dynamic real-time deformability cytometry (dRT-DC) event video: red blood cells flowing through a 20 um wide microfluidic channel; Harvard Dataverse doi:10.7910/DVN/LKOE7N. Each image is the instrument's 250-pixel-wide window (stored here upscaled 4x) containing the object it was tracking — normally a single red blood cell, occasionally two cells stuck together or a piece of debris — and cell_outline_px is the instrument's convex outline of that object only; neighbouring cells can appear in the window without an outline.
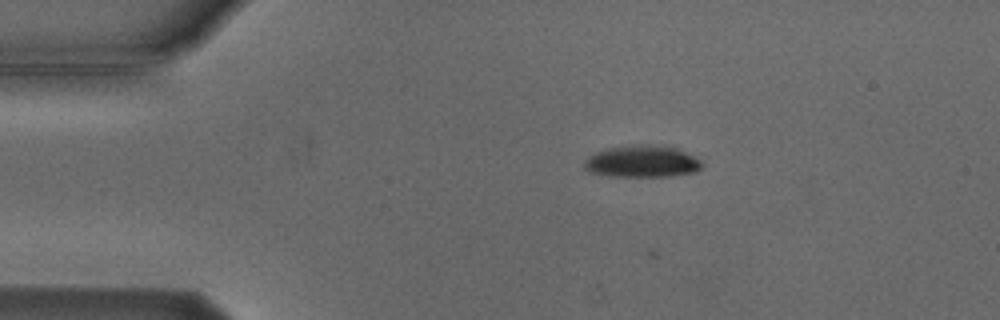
{"species": "Egyptian fruit bat (a non-hibernating species)", "species_latin": "Rousettus aegyptiacus", "temperature_condition": "cold", "stored_images_in_passage": 5, "camera_frame_rate_fps": 3000, "um_per_image_px": 0.085, "animal": {"sex": "male"}, "frame": {"image": 1, "passage_image": 3, "time_ms": 2.667, "image_size_px": [1000, 320], "cell_outline_px": [[704, 164], [696, 172], [668, 176], [608, 176], [588, 172], [584, 168], [584, 160], [592, 152], [608, 148], [636, 144], [664, 144], [676, 148], [700, 160]], "centroid_in_image_um": [54.53, 13.71], "position_along_channel_um": 30.5, "area_um2": 22.2}}